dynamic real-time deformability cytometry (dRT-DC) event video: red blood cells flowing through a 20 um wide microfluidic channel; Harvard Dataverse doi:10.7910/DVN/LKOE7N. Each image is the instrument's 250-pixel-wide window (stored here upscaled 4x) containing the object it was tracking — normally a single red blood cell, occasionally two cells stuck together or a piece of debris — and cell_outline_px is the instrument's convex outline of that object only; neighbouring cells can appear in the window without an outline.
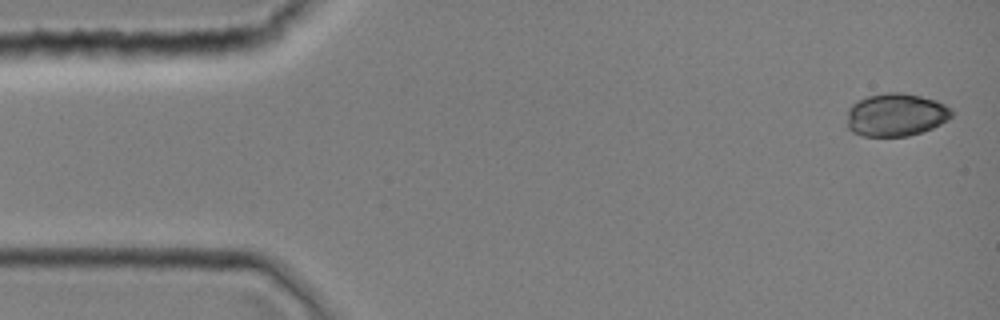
{"species": "common noctule bat (a hibernating species)", "species_latin": "Nyctalus noctula", "temperature_condition": "room temperature", "stored_images_in_passage": 39, "camera_frame_rate_fps": 3000, "um_per_image_px": 0.085, "animal": {"sex": "female", "body_mass_g": 19.0, "forearm_length_mm": 51.5}, "frame": {"image": 1, "passage_image": 1, "time_ms": 0.0, "image_size_px": [1000, 320], "cell_outline_px": [[952, 116], [948, 120], [932, 128], [908, 136], [860, 136], [852, 132], [848, 128], [848, 108], [856, 100], [868, 96], [884, 92], [904, 92], [936, 100], [944, 104], [952, 112]], "centroid_in_image_um": [76.12, 9.75], "position_along_channel_um": 8.9, "area_um2": 26.3}}
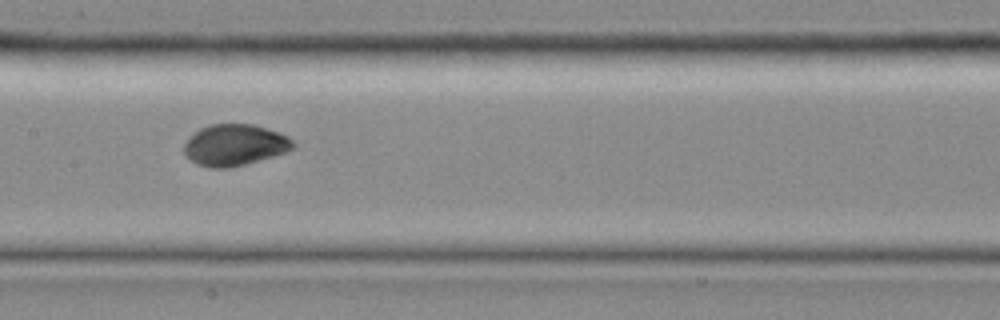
{"frame": {"image": 2, "passage_image": 19, "time_ms": 6.0, "image_size_px": [1000, 320], "cell_outline_px": [[296, 148], [288, 152], [244, 164], [228, 168], [208, 168], [196, 164], [188, 160], [184, 156], [184, 144], [200, 128], [208, 124], [252, 124], [280, 132], [296, 140]], "centroid_in_image_um": [19.98, 12.33], "position_along_channel_um": 187.4, "area_um2": 26.65}}
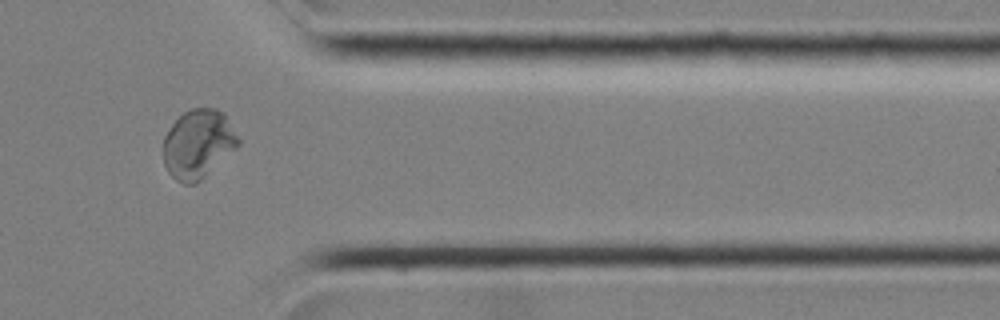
{"frame": {"image": 3, "passage_image": 32, "time_ms": 10.333, "image_size_px": [1000, 320], "cell_outline_px": [[240, 144], [236, 148], [196, 184], [184, 184], [176, 180], [168, 172], [164, 164], [164, 136], [172, 124], [184, 112], [192, 108], [216, 108], [224, 112], [240, 140]], "centroid_in_image_um": [16.84, 12.23], "position_along_channel_um": 394.6, "area_um2": 29.94}}